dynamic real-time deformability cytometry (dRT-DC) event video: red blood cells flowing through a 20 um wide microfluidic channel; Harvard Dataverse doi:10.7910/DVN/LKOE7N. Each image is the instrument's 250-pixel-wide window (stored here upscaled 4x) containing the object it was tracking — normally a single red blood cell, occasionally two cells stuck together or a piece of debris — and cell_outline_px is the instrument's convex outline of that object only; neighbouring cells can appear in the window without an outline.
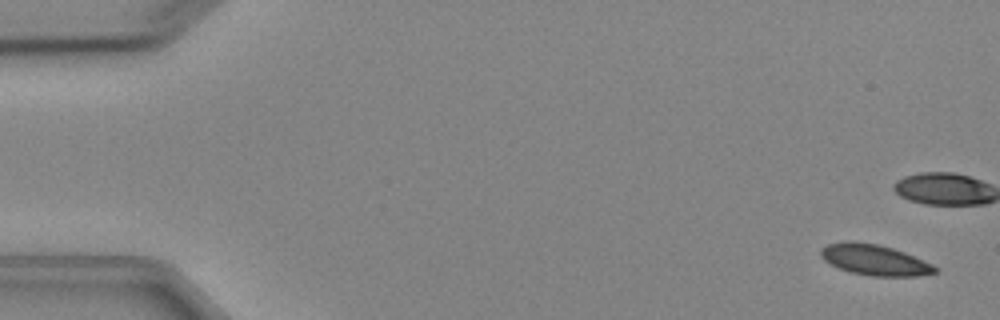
{"species": "Egyptian fruit bat (a non-hibernating species)", "species_latin": "Rousettus aegyptiacus", "temperature_condition": "cold", "stored_images_in_passage": 8, "camera_frame_rate_fps": 3000, "um_per_image_px": 0.085, "animal": {"sex": "female"}, "frame": {"image": 1, "passage_image": 1, "time_ms": 0.0, "image_size_px": [1000, 320], "cell_outline_px": [[936, 272], [916, 276], [872, 276], [848, 272], [824, 260], [820, 256], [820, 248], [828, 244], [876, 244], [892, 248], [904, 252], [932, 264], [936, 268]], "centroid_in_image_um": [74.36, 22.14], "position_along_channel_um": 10.6, "area_um2": 19.59}}
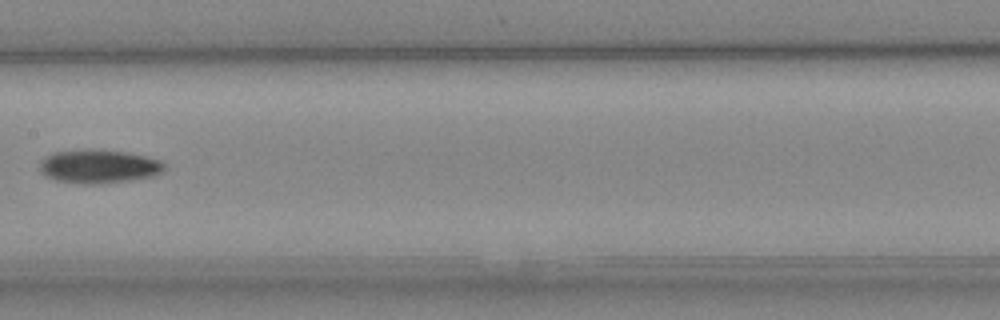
{"frame": {"image": 2, "passage_image": 8, "time_ms": 9.0, "image_size_px": [1000, 320], "cell_outline_px": [[164, 172], [156, 176], [132, 180], [92, 184], [88, 184], [56, 180], [48, 176], [40, 168], [40, 164], [52, 152], [88, 148], [92, 148], [128, 152], [160, 160], [164, 164]], "centroid_in_image_um": [8.46, 14.12], "position_along_channel_um": 198.9, "area_um2": 24.39}}